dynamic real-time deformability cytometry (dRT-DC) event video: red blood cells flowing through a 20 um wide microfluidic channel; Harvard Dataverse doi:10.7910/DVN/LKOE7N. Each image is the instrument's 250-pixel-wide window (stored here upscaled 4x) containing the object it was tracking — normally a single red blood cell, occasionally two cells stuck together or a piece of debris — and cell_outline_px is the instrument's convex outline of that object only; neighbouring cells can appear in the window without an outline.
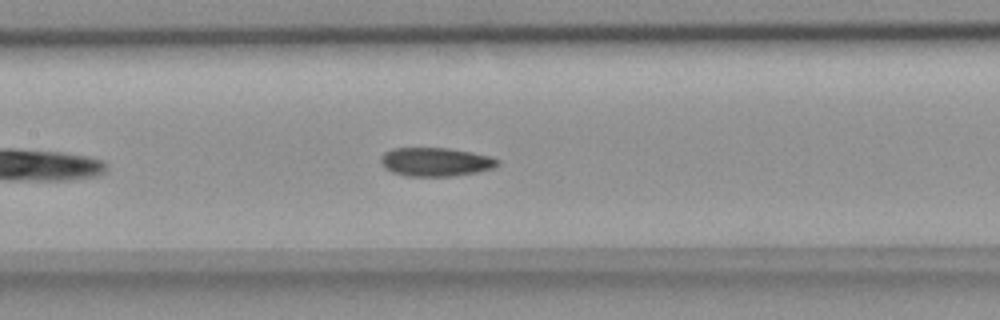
{"species": "common noctule bat (a hibernating species)", "species_latin": "Nyctalus noctula", "temperature_condition": "room temperature", "stored_images_in_passage": 37, "camera_frame_rate_fps": 3000, "um_per_image_px": 0.085, "animal": {"sex": "female", "body_mass_g": 18.4}, "frame": {"image": 1, "passage_image": 13, "time_ms": 4.0, "image_size_px": [1000, 320], "cell_outline_px": [[500, 164], [492, 168], [476, 172], [448, 176], [408, 176], [392, 172], [384, 168], [380, 160], [384, 152], [392, 148], [448, 148], [472, 152], [488, 156], [500, 160]], "centroid_in_image_um": [37.0, 13.75], "position_along_channel_um": 170.4, "area_um2": 19.42}}
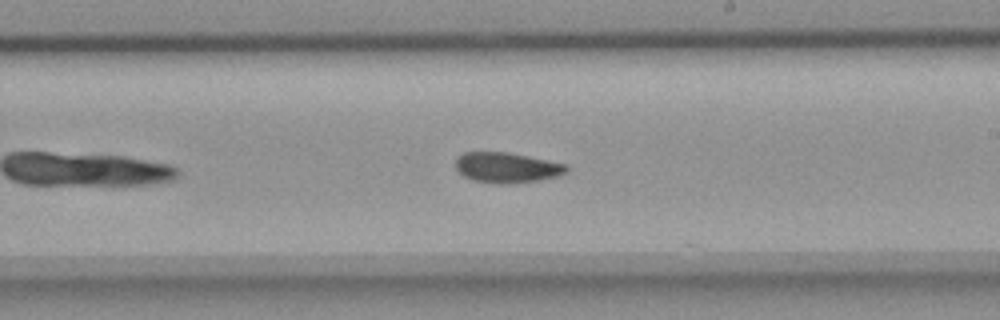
{"frame": {"image": 2, "passage_image": 19, "time_ms": 6.0, "image_size_px": [1000, 320], "cell_outline_px": [[568, 172], [556, 176], [540, 180], [508, 184], [496, 184], [472, 180], [464, 176], [456, 168], [456, 156], [464, 152], [508, 152], [568, 164]], "centroid_in_image_um": [43.08, 14.24], "position_along_channel_um": 245.9, "area_um2": 19.77}}
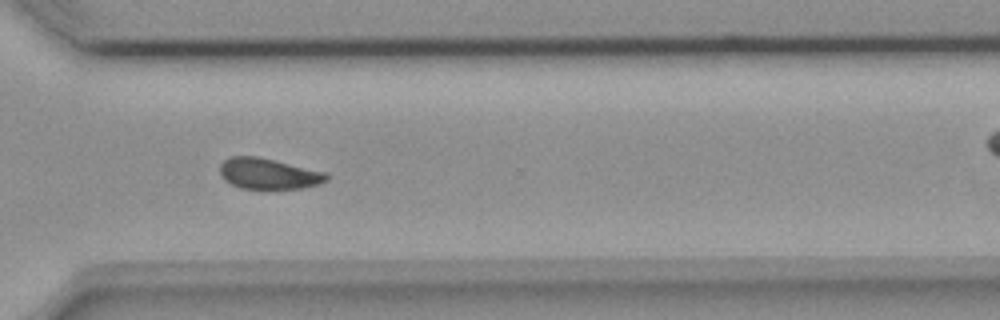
{"frame": {"image": 3, "passage_image": 27, "time_ms": 8.667, "image_size_px": [1000, 320], "cell_outline_px": [[328, 180], [320, 184], [304, 188], [240, 188], [224, 180], [220, 172], [220, 164], [224, 160], [232, 156], [256, 156], [328, 172]], "centroid_in_image_um": [22.85, 14.76], "position_along_channel_um": 347.7, "area_um2": 19.13}, "authors_computed_cell_mechanics": {"area_um2": 19.652, "velocity_mm_per_s": 3.7998, "shape_relaxation_time_tau1_ms": 7.2142, "shape_relaxation_time_tau2_ms": 3.6874, "deformation_change_tau1": 0.1174, "deformation_change_tau2": 0.0859}}